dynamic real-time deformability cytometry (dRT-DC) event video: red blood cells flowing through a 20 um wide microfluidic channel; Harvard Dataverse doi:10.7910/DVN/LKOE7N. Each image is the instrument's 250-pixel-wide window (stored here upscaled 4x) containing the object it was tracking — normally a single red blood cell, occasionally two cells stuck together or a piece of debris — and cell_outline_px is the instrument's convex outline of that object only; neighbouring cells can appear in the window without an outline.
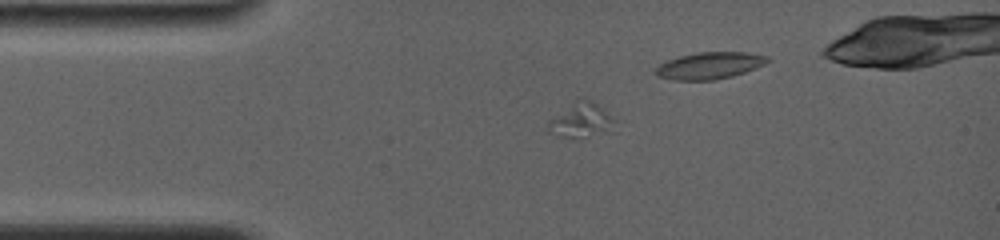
{"species": "common noctule bat (a hibernating species)", "species_latin": "Nyctalus noctula", "temperature_condition": "room temperature", "stored_images_in_passage": 15, "camera_frame_rate_fps": 4000, "um_per_image_px": 0.085, "animal": {"sex": "female", "body_mass_g": 19.0, "forearm_length_mm": 56.7}, "frame": {"image": 1, "passage_image": 5, "time_ms": 3.0, "image_size_px": [1000, 240], "cell_outline_px": [[616, 132], [580, 140], [548, 132], [548, 120], [572, 104], [584, 100], [592, 100], [612, 120]], "centroid_in_image_um": [49.43, 10.33], "position_along_channel_um": 35.6, "area_um2": 13.24}}
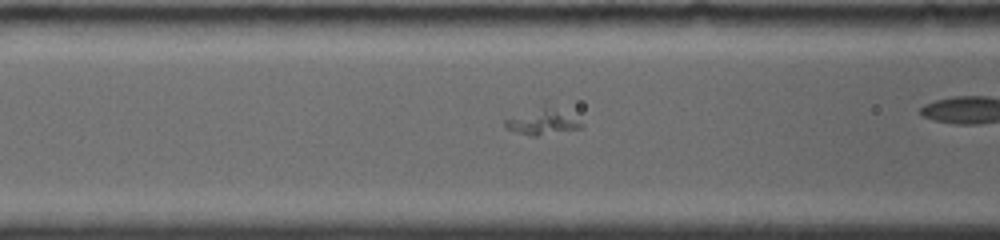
{"frame": {"image": 2, "passage_image": 9, "time_ms": 6.0, "image_size_px": [1000, 240], "cell_outline_px": [[584, 124], [580, 128], [536, 136], [532, 136], [508, 128], [504, 124], [504, 120], [544, 104]], "centroid_in_image_um": [46.06, 10.35], "position_along_channel_um": 120.5, "area_um2": 10.75}}
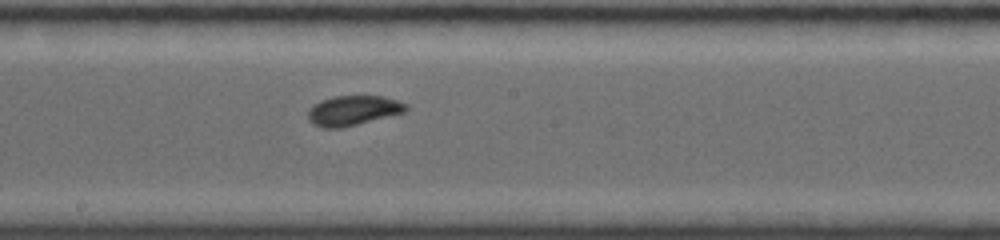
{"frame": {"image": 3, "passage_image": 15, "time_ms": 9.5, "image_size_px": [1000, 240], "cell_outline_px": [[408, 108], [404, 112], [340, 128], [324, 128], [308, 120], [308, 108], [312, 104], [320, 100], [332, 96], [384, 96], [408, 104]], "centroid_in_image_um": [29.98, 9.37], "position_along_channel_um": 218.2, "area_um2": 16.94}}